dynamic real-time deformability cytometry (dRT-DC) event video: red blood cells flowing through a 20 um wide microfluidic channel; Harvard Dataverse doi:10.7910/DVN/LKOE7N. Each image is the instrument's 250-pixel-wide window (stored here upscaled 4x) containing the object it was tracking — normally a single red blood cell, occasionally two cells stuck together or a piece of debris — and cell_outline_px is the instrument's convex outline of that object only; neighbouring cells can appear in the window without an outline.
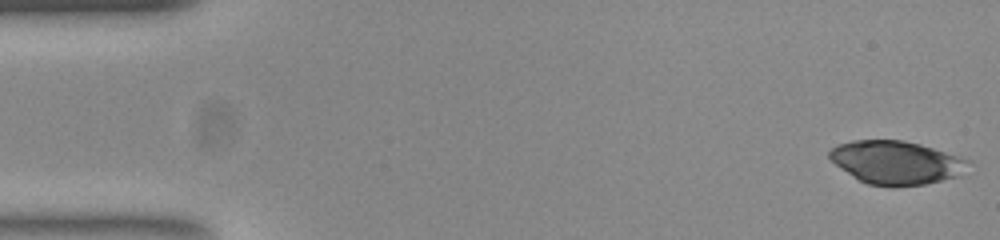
{"species": "common noctule bat (a hibernating species)", "species_latin": "Nyctalus noctula", "temperature_condition": "room temperature", "stored_images_in_passage": 52, "camera_frame_rate_fps": 3000, "um_per_image_px": 0.085, "animal": {"sex": "female", "body_mass_g": 23.0, "forearm_length_mm": 53.4}, "frame": {"image": 1, "passage_image": 1, "time_ms": 0.0, "image_size_px": [1000, 240], "cell_outline_px": [[972, 160], [956, 176], [924, 184], [892, 188], [868, 184], [860, 180], [840, 168], [828, 156], [828, 152], [836, 144], [852, 140], [904, 140], [920, 144]], "centroid_in_image_um": [76.13, 13.81], "position_along_channel_um": 8.9, "area_um2": 34.91}}